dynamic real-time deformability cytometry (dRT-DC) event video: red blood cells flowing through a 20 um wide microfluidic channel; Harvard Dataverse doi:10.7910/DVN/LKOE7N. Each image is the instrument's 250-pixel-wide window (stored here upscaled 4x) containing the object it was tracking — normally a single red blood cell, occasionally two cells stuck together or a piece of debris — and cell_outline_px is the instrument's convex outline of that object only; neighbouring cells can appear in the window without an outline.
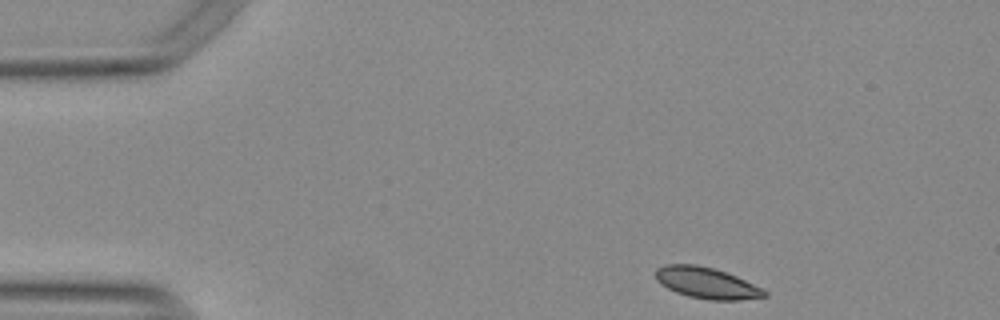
{"species": "Egyptian fruit bat (a non-hibernating species)", "species_latin": "Rousettus aegyptiacus", "temperature_condition": "warm", "stored_images_in_passage": 47, "camera_frame_rate_fps": 3000, "um_per_image_px": 0.085, "animal": {"sex": "female"}, "frame": {"image": 1, "passage_image": 1, "time_ms": 0.0, "image_size_px": [1000, 320], "cell_outline_px": [[768, 296], [740, 300], [708, 300], [688, 296], [676, 292], [660, 284], [656, 280], [656, 268], [668, 264], [696, 264], [712, 268], [736, 276], [764, 288], [768, 292]], "centroid_in_image_um": [60.09, 24.06], "position_along_channel_um": 24.9, "area_um2": 19.83}}
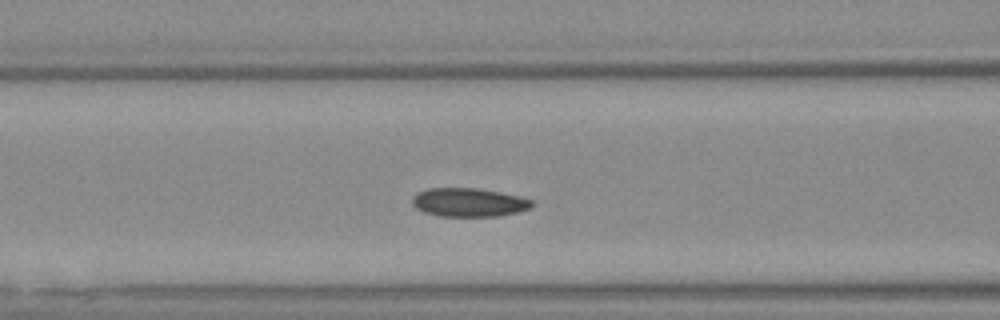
{"frame": {"image": 2, "passage_image": 15, "time_ms": 4.667, "image_size_px": [1000, 320], "cell_outline_px": [[532, 204], [528, 208], [520, 212], [496, 216], [436, 216], [424, 212], [416, 208], [412, 204], [412, 200], [420, 192], [428, 188], [476, 188], [500, 192], [520, 196], [532, 200]], "centroid_in_image_um": [39.85, 17.21], "position_along_channel_um": 126.7, "area_um2": 19.83}}
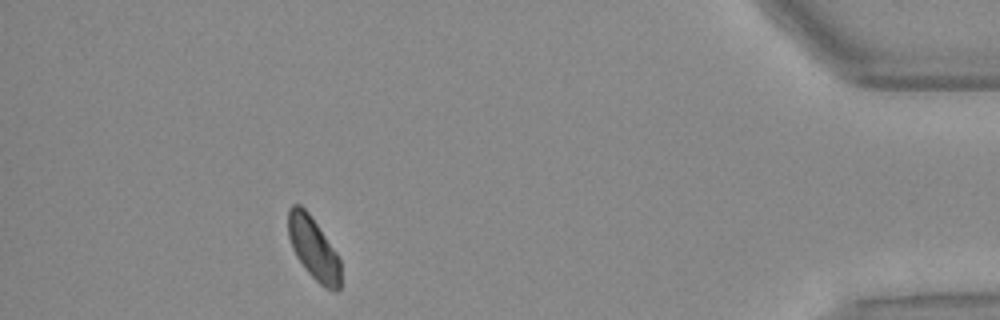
{"frame": {"image": 3, "passage_image": 42, "time_ms": 13.667, "image_size_px": [1000, 320], "cell_outline_px": [[340, 288], [336, 292], [324, 288], [304, 268], [296, 256], [292, 248], [288, 236], [288, 208], [292, 204], [300, 204], [308, 212], [336, 252], [340, 260]], "centroid_in_image_um": [26.63, 21.12], "position_along_channel_um": 408.6, "area_um2": 19.02}, "authors_computed_cell_mechanics": {"area_um2": 19.8254, "velocity_mm_per_s": 3.7533, "shape_relaxation_time_tau1_ms": 2.9682, "shape_relaxation_time_tau2_ms": 11.1794, "deformation_change_tau1": 0.0642, "deformation_change_tau2": 0.1035}}